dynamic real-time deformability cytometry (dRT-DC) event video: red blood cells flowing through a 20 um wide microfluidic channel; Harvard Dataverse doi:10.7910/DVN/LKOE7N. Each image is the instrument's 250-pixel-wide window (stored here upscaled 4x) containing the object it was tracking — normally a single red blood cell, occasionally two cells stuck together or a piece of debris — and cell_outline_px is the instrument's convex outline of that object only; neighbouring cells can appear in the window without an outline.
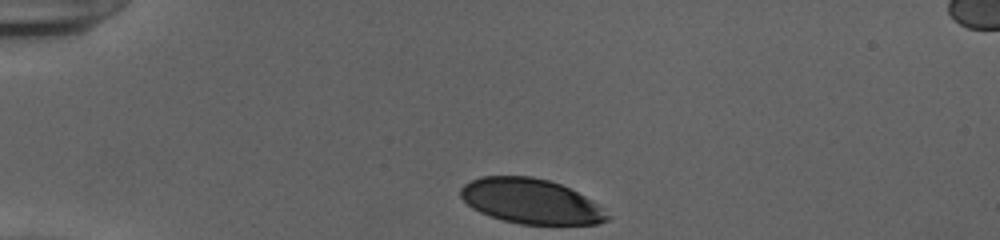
{"species": "human", "species_latin": "Homo sapiens", "temperature_condition": "cold", "stored_images_in_passage": 33, "camera_frame_rate_fps": 3000, "um_per_image_px": 0.085, "donor": {"sex": "female"}, "frame": {"image": 1, "passage_image": 1, "time_ms": 0.0, "image_size_px": [1000, 240], "cell_outline_px": [[612, 216], [608, 220], [596, 224], [520, 224], [504, 220], [480, 212], [472, 208], [460, 196], [460, 188], [464, 184], [480, 176], [532, 176], [548, 180], [560, 184], [592, 200]], "centroid_in_image_um": [45.12, 17.1], "position_along_channel_um": 39.9, "area_um2": 38.21}}
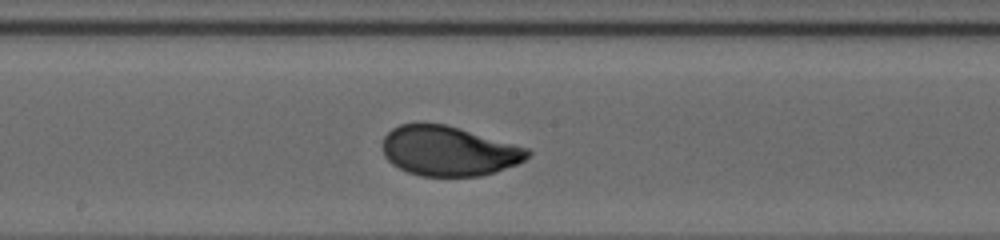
{"frame": {"image": 2, "passage_image": 18, "time_ms": 5.667, "image_size_px": [1000, 240], "cell_outline_px": [[532, 152], [524, 160], [516, 164], [496, 172], [480, 176], [420, 176], [408, 172], [392, 164], [384, 156], [380, 144], [384, 136], [392, 128], [400, 124], [420, 120], [444, 124], [460, 128], [532, 148]], "centroid_in_image_um": [38.12, 12.8], "position_along_channel_um": 210.1, "area_um2": 43.06}}
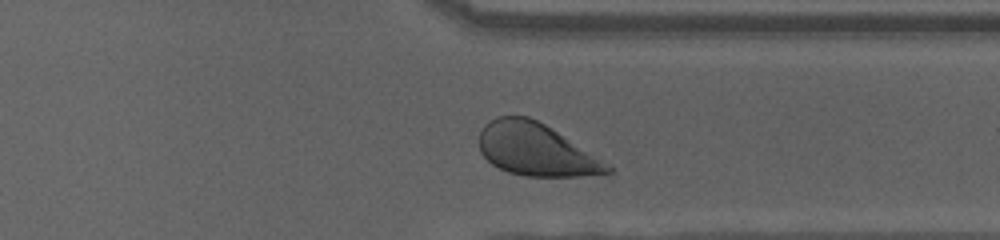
{"frame": {"image": 3, "passage_image": 30, "time_ms": 9.667, "image_size_px": [1000, 240], "cell_outline_px": [[612, 172], [580, 176], [524, 176], [508, 172], [492, 164], [480, 152], [480, 132], [484, 124], [496, 116], [528, 116], [544, 124], [612, 168]], "centroid_in_image_um": [45.46, 12.71], "position_along_channel_um": 365.9, "area_um2": 38.15}, "authors_computed_cell_mechanics": {"area_um2": 42.1362, "velocity_mm_per_s": 3.8841, "shape_relaxation_time_tau1_ms": 3.4933, "shape_relaxation_time_tau2_ms": null, "deformation_change_tau1": 0.1654, "deformation_change_tau2": null}}